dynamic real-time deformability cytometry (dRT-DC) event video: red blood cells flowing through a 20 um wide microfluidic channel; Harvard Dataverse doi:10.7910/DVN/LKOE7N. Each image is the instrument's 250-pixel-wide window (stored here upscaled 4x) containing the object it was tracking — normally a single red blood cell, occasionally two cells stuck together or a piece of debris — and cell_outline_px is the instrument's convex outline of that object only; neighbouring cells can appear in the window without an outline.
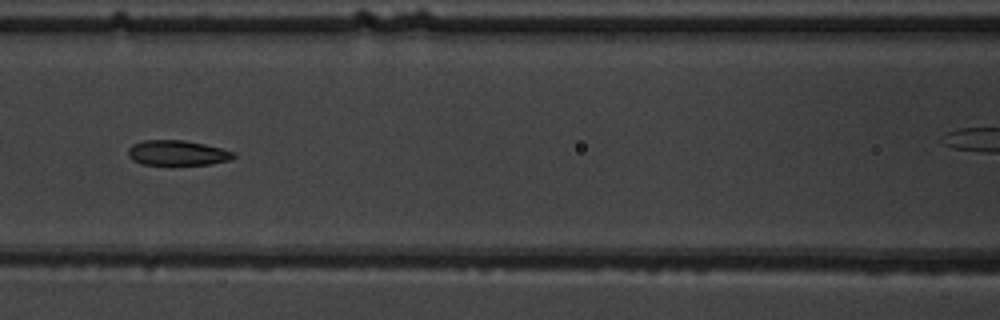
{"species": "common noctule bat (a hibernating species)", "species_latin": "Nyctalus noctula", "temperature_condition": "warm", "stored_images_in_passage": 6, "segment_of_instrument_passage": [1, 2], "camera_frame_rate_fps": 3000, "um_per_image_px": 0.085, "animal": {"sex": "male", "body_mass_g": 19.5, "forearm_length_mm": 54.6}, "frame": {"image": 1, "passage_image": 5, "time_ms": 4.667, "image_size_px": [1000, 320], "cell_outline_px": [[236, 156], [232, 160], [212, 164], [140, 164], [132, 160], [128, 156], [128, 148], [132, 144], [144, 140], [184, 140], [204, 144], [236, 152]], "centroid_in_image_um": [15.09, 12.99], "position_along_channel_um": 151.5, "area_um2": 15.49}}